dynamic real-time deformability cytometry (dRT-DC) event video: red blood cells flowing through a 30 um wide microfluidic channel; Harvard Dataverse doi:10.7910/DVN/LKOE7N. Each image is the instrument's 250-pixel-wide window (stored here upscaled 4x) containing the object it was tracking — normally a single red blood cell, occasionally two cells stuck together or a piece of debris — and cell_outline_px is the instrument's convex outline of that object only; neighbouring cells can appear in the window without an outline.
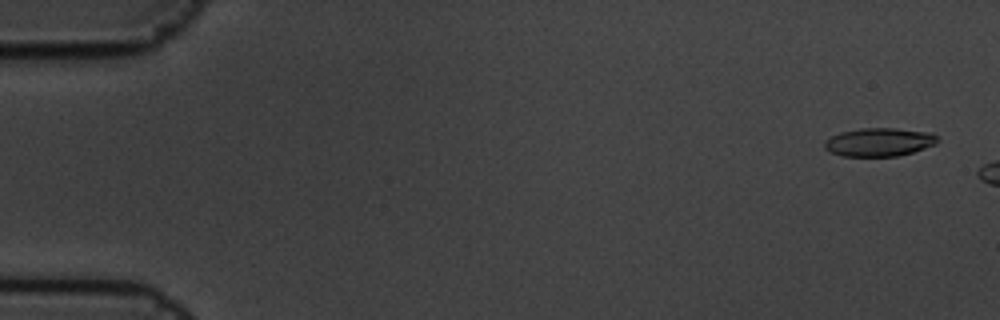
{"species": "common noctule bat (a hibernating species)", "species_latin": "Nyctalus noctula", "temperature_condition": "cold", "stored_images_in_passage": 3, "camera_frame_rate_fps": 3000, "um_per_image_px": 0.085, "animal": {"sex": "male", "body_mass_g": 19.5, "forearm_length_mm": 54.6}, "frame": {"image": 1, "passage_image": 1, "time_ms": 0.0, "image_size_px": [1000, 320], "cell_outline_px": [[940, 140], [936, 144], [912, 152], [896, 156], [840, 156], [828, 152], [824, 148], [824, 144], [832, 136], [840, 132], [860, 128], [892, 128], [932, 132]], "centroid_in_image_um": [74.73, 12.08], "position_along_channel_um": 10.3, "area_um2": 18.73}}